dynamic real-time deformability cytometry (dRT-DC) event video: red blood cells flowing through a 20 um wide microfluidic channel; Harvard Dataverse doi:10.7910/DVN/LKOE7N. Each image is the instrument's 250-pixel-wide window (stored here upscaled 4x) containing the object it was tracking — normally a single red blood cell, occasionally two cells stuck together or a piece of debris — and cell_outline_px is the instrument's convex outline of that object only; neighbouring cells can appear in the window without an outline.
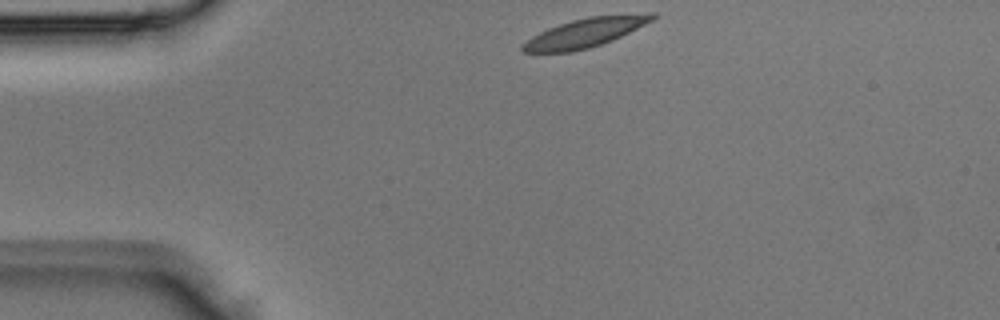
{"species": "Egyptian fruit bat (a non-hibernating species)", "species_latin": "Rousettus aegyptiacus", "temperature_condition": "room temperature", "stored_images_in_passage": 3, "segment_of_instrument_passage": [2, 2], "camera_frame_rate_fps": 3000, "um_per_image_px": 0.085, "animal": {"sex": "male"}, "frame": {"image": 1, "passage_image": 3, "time_ms": 0.667, "image_size_px": [1000, 320], "cell_outline_px": [[656, 16], [652, 20], [612, 40], [588, 48], [568, 52], [524, 52], [520, 48], [520, 44], [532, 36], [548, 28], [572, 20], [588, 16], [652, 12], [656, 12]], "centroid_in_image_um": [49.72, 2.76], "position_along_channel_um": 35.3, "area_um2": 21.79}}